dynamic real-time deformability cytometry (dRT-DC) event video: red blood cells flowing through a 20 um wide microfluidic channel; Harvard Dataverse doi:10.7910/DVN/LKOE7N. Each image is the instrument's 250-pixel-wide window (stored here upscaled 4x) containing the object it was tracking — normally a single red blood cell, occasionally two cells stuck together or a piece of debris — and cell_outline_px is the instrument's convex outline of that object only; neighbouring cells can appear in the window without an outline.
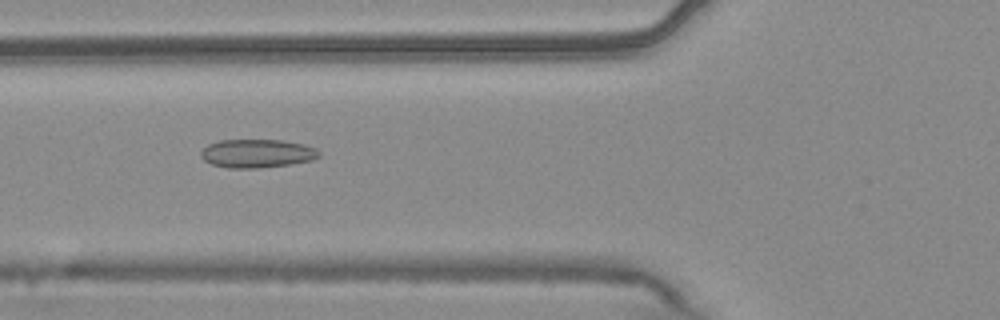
{"species": "common noctule bat (a hibernating species)", "species_latin": "Nyctalus noctula", "temperature_condition": "warm", "stored_images_in_passage": 54, "camera_frame_rate_fps": 3000, "um_per_image_px": 0.085, "animal": {"sex": "male", "body_mass_g": 20.4}, "frame": {"image": 1, "passage_image": 20, "time_ms": 6.333, "image_size_px": [1000, 320], "cell_outline_px": [[320, 156], [312, 160], [292, 164], [260, 168], [228, 168], [212, 164], [204, 160], [200, 156], [200, 152], [208, 144], [220, 140], [280, 140], [304, 144], [316, 148], [320, 152]], "centroid_in_image_um": [21.86, 13.04], "position_along_channel_um": 103.9, "area_um2": 19.71}}
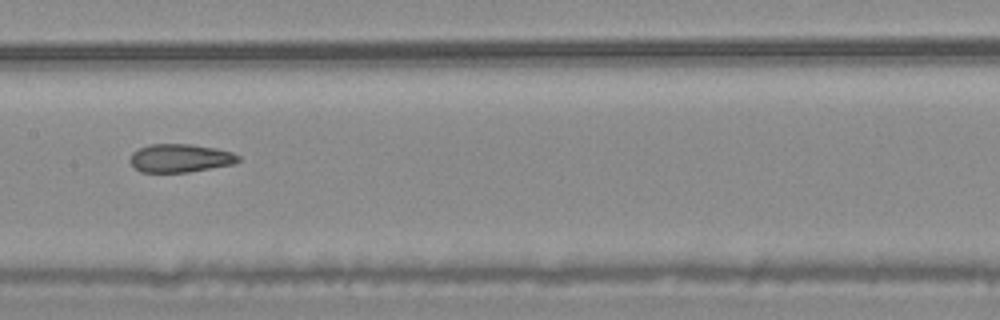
{"frame": {"image": 2, "passage_image": 27, "time_ms": 8.667, "image_size_px": [1000, 320], "cell_outline_px": [[240, 160], [232, 164], [188, 172], [140, 172], [128, 160], [132, 152], [148, 144], [192, 144], [216, 148], [232, 152], [240, 156]], "centroid_in_image_um": [15.3, 13.43], "position_along_channel_um": 192.1, "area_um2": 17.86}}
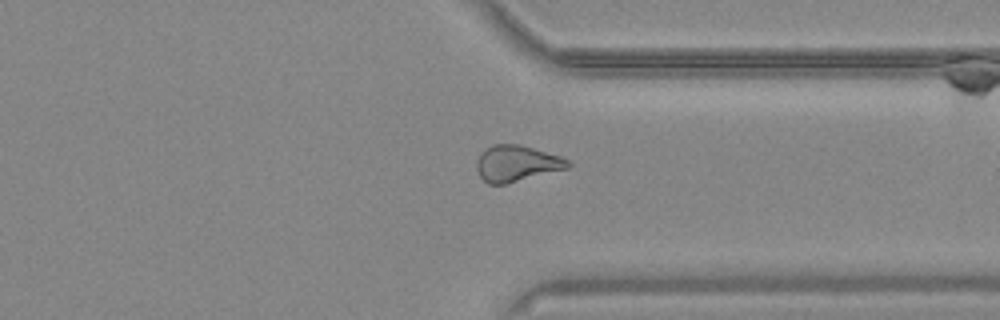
{"frame": {"image": 3, "passage_image": 41, "time_ms": 13.333, "image_size_px": [1000, 320], "cell_outline_px": [[572, 164], [568, 168], [504, 184], [488, 184], [480, 176], [476, 168], [476, 160], [492, 144], [520, 144], [560, 156], [568, 160]], "centroid_in_image_um": [43.92, 13.89], "position_along_channel_um": 367.5, "area_um2": 18.96}, "authors_computed_cell_mechanics": {"area_um2": 20.23, "velocity_mm_per_s": 3.772, "shape_relaxation_time_tau1_ms": null, "shape_relaxation_time_tau2_ms": 3.1126, "deformation_change_tau1": null, "deformation_change_tau2": 0.0931}}